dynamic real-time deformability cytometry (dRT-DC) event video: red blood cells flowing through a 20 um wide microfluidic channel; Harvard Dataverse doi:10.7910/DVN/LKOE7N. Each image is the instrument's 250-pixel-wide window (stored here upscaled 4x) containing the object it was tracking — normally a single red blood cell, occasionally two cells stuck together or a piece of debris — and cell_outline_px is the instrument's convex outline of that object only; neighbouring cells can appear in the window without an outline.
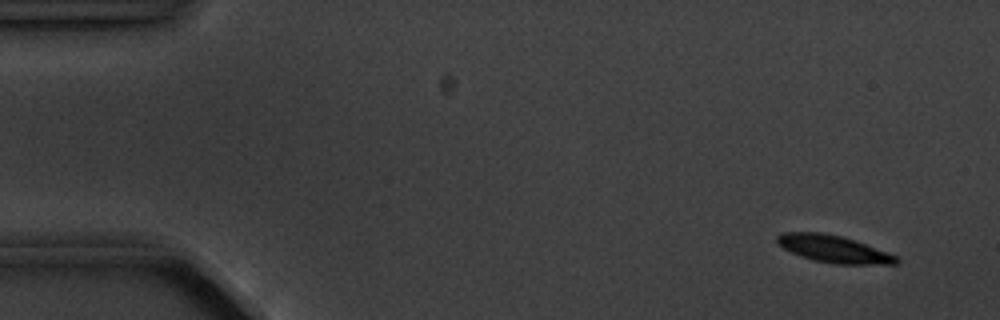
{"species": "common noctule bat (a hibernating species)", "species_latin": "Nyctalus noctula", "temperature_condition": "cold", "stored_images_in_passage": 7, "camera_frame_rate_fps": 3000, "um_per_image_px": 0.085, "animal": {"sex": "male", "body_mass_g": 20.1, "forearm_length_mm": 53.5}, "frame": {"image": 1, "passage_image": 1, "time_ms": 0.0, "image_size_px": [1000, 320], "cell_outline_px": [[900, 260], [896, 264], [832, 264], [812, 260], [800, 256], [776, 244], [776, 236], [780, 232], [820, 232], [840, 236], [888, 252], [896, 256]], "centroid_in_image_um": [70.8, 21.17], "position_along_channel_um": 14.2, "area_um2": 18.84}}
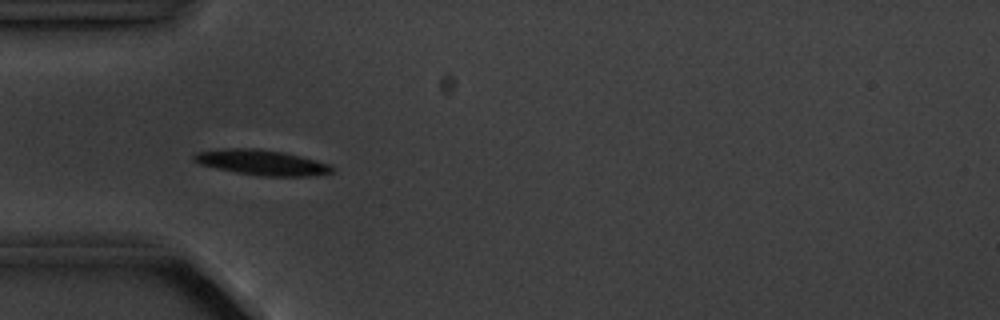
{"frame": {"image": 2, "passage_image": 5, "time_ms": 4.333, "image_size_px": [1000, 320], "cell_outline_px": [[336, 172], [312, 176], [260, 176], [236, 172], [216, 168], [200, 164], [192, 160], [192, 156], [196, 152], [224, 148], [256, 148], [280, 152], [300, 156], [316, 160], [328, 164]], "centroid_in_image_um": [22.22, 13.81], "position_along_channel_um": 62.8, "area_um2": 20.29}}